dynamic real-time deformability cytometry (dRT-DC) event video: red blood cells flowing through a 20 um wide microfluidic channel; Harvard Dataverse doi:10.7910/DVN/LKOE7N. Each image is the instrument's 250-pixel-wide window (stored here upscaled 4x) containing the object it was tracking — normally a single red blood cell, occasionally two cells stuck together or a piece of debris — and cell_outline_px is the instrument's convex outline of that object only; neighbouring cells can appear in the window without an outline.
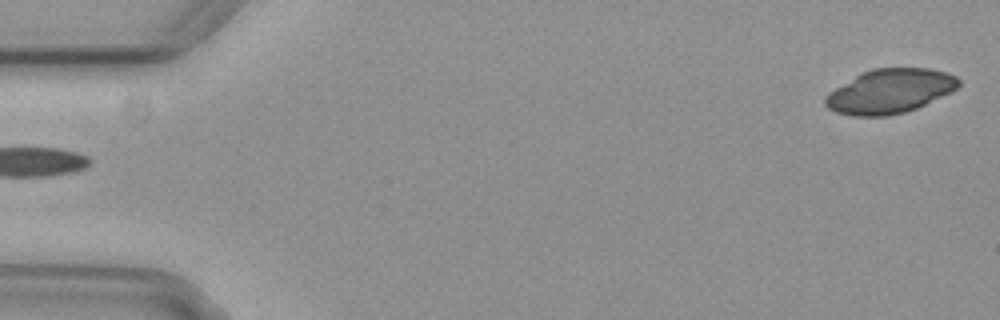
{"species": "common noctule bat (a hibernating species)", "species_latin": "Nyctalus noctula", "temperature_condition": "cold", "stored_images_in_passage": 2, "segment_of_instrument_passage": [2, 2], "camera_frame_rate_fps": 3000, "um_per_image_px": 0.085, "animal": {"sex": "female", "body_mass_g": 29.2, "forearm_length_mm": 56.3}, "frame": {"image": 1, "passage_image": 2, "time_ms": 0.333, "image_size_px": [1000, 320], "cell_outline_px": [[960, 84], [952, 92], [916, 108], [904, 112], [888, 116], [852, 116], [836, 112], [828, 108], [824, 104], [824, 96], [828, 92], [860, 72], [872, 68], [928, 68], [944, 72], [956, 76], [960, 80]], "centroid_in_image_um": [75.6, 7.75], "position_along_channel_um": 9.4, "area_um2": 34.56}}